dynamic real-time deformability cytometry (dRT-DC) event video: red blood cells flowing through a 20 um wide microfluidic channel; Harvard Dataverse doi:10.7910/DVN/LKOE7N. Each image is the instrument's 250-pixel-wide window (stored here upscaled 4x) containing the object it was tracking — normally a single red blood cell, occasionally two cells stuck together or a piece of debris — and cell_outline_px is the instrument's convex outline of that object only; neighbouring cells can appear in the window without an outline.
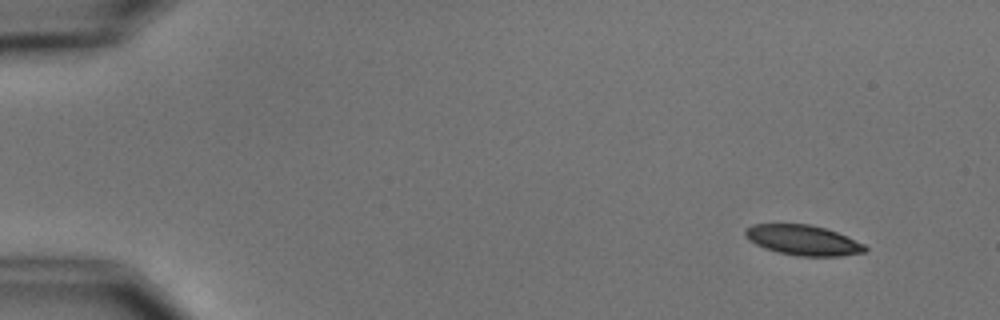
{"species": "common noctule bat (a hibernating species)", "species_latin": "Nyctalus noctula", "temperature_condition": "cold", "stored_images_in_passage": 5, "camera_frame_rate_fps": 3000, "um_per_image_px": 0.085, "animal": {"sex": "male", "body_mass_g": 15.6}, "frame": {"image": 1, "passage_image": 1, "time_ms": 0.0, "image_size_px": [1000, 320], "cell_outline_px": [[868, 248], [864, 252], [840, 256], [796, 256], [776, 252], [764, 248], [748, 240], [744, 232], [744, 228], [752, 224], [808, 224], [824, 228], [836, 232], [864, 244]], "centroid_in_image_um": [68.21, 20.42], "position_along_channel_um": 16.8, "area_um2": 21.04}}